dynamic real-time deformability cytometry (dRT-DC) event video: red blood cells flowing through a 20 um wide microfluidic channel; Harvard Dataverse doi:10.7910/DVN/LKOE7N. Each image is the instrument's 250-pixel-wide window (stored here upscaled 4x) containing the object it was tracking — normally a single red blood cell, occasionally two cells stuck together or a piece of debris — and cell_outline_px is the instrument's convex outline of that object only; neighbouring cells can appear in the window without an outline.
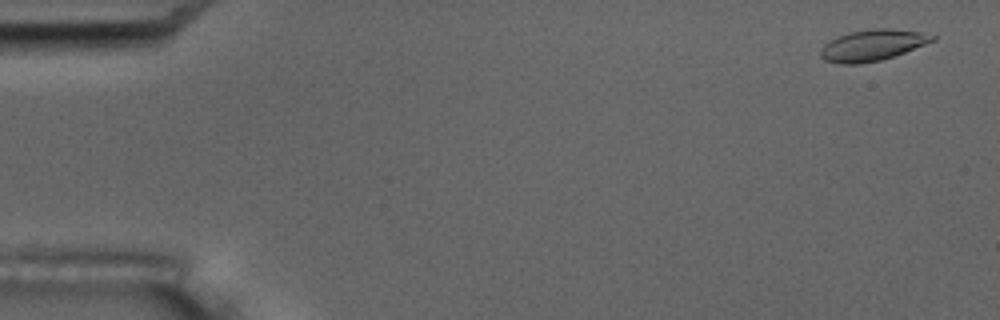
{"species": "common noctule bat (a hibernating species)", "species_latin": "Nyctalus noctula", "temperature_condition": "room temperature", "stored_images_in_passage": 10, "camera_frame_rate_fps": 3000, "um_per_image_px": 0.085, "animal": {"sex": "male", "body_mass_g": 17.5, "forearm_length_mm": 52.3}, "frame": {"image": 1, "passage_image": 1, "time_ms": 0.0, "image_size_px": [1000, 320], "cell_outline_px": [[936, 40], [904, 52], [880, 60], [856, 64], [840, 64], [824, 60], [820, 56], [820, 48], [824, 44], [848, 32], [872, 28], [888, 28], [924, 32], [936, 36]], "centroid_in_image_um": [74.16, 3.83], "position_along_channel_um": 10.8, "area_um2": 20.23}}
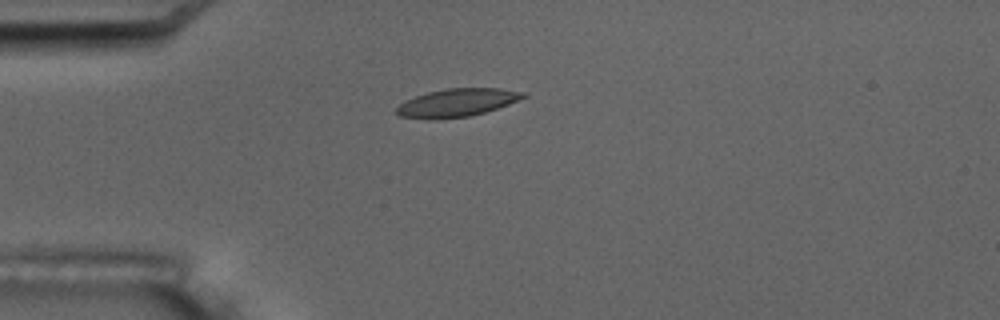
{"frame": {"image": 2, "passage_image": 4, "time_ms": 4.333, "image_size_px": [1000, 320], "cell_outline_px": [[528, 96], [508, 104], [484, 112], [468, 116], [428, 120], [400, 116], [392, 112], [404, 100], [428, 92], [444, 88], [500, 88], [524, 92]], "centroid_in_image_um": [38.79, 8.73], "position_along_channel_um": 46.2, "area_um2": 20.75}}